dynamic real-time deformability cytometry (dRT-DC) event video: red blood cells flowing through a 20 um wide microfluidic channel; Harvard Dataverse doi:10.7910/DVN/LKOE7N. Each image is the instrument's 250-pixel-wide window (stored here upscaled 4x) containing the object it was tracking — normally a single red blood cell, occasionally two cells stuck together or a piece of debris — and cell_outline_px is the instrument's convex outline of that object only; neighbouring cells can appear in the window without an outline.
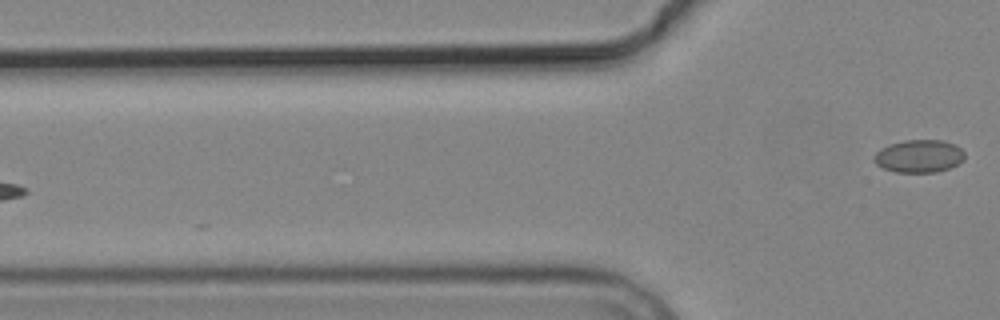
{"species": "common noctule bat (a hibernating species)", "species_latin": "Nyctalus noctula", "temperature_condition": "cold", "stored_images_in_passage": 5, "camera_frame_rate_fps": 3000, "um_per_image_px": 0.085, "animal": {"sex": "male", "body_mass_g": 19.2, "forearm_length_mm": 51.8}, "frame": {"image": 1, "passage_image": 5, "time_ms": 5.667, "image_size_px": [1000, 320], "cell_outline_px": [[964, 160], [948, 168], [936, 172], [896, 172], [884, 168], [876, 164], [872, 160], [872, 156], [880, 148], [888, 144], [904, 140], [944, 140], [956, 144], [964, 152]], "centroid_in_image_um": [78.09, 13.26], "position_along_channel_um": 47.7, "area_um2": 17.46}}